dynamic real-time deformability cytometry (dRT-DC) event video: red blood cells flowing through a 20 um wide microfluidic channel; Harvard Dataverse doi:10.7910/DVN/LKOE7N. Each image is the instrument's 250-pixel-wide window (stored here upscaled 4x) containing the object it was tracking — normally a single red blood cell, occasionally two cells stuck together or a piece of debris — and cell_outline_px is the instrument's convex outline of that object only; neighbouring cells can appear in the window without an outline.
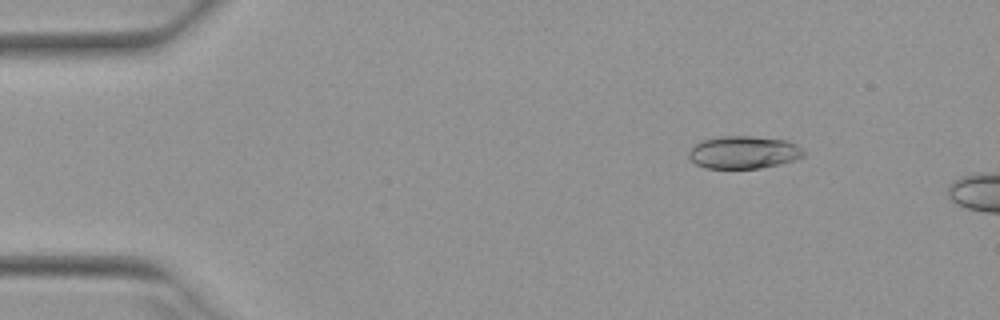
{"species": "Egyptian fruit bat (a non-hibernating species)", "species_latin": "Rousettus aegyptiacus", "temperature_condition": "warm", "stored_images_in_passage": 8, "camera_frame_rate_fps": 3000, "um_per_image_px": 0.085, "animal": {"sex": "female"}, "frame": {"image": 1, "passage_image": 4, "time_ms": 1.0, "image_size_px": [1000, 320], "cell_outline_px": [[804, 156], [796, 160], [780, 164], [760, 168], [708, 168], [696, 164], [688, 156], [688, 152], [696, 144], [704, 140], [720, 136], [752, 136], [788, 140], [796, 144], [804, 152]], "centroid_in_image_um": [63.24, 12.94], "position_along_channel_um": 21.8, "area_um2": 21.79}}